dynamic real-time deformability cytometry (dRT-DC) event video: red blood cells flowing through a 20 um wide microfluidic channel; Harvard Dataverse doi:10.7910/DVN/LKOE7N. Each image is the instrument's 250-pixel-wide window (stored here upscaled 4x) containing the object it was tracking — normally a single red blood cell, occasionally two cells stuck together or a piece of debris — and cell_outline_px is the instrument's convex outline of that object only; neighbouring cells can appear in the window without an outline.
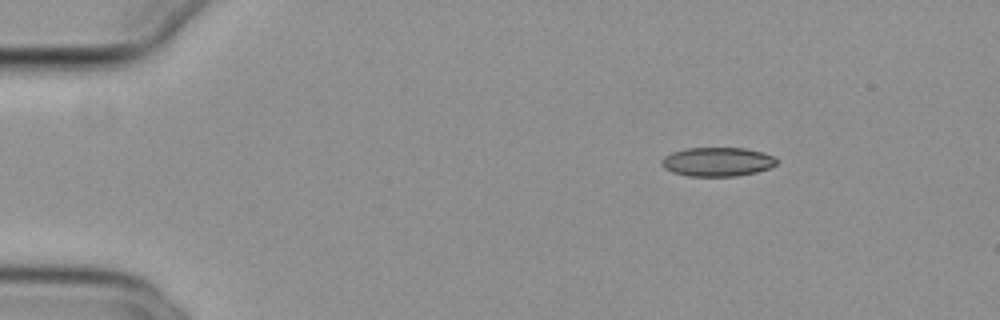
{"species": "common noctule bat (a hibernating species)", "species_latin": "Nyctalus noctula", "temperature_condition": "cold", "stored_images_in_passage": 8, "camera_frame_rate_fps": 3000, "um_per_image_px": 0.085, "animal": {"sex": "female", "body_mass_g": 29.2, "forearm_length_mm": 56.3}, "frame": {"image": 1, "passage_image": 1, "time_ms": 0.0, "image_size_px": [1000, 320], "cell_outline_px": [[776, 164], [768, 168], [756, 172], [736, 176], [688, 176], [672, 172], [664, 168], [660, 164], [660, 160], [664, 156], [672, 152], [684, 148], [744, 148], [764, 152], [776, 156]], "centroid_in_image_um": [60.95, 13.74], "position_along_channel_um": 24.0, "area_um2": 19.59}}